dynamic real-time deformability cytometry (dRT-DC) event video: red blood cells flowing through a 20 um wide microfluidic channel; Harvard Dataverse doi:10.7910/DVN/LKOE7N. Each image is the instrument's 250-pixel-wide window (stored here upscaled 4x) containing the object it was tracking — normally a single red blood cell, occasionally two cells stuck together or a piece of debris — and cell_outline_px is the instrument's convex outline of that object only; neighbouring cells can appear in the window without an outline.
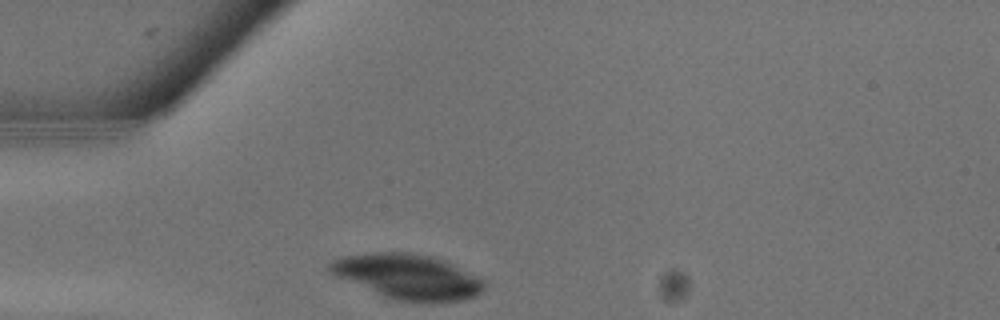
{"species": "common noctule bat (a hibernating species)", "species_latin": "Nyctalus noctula", "temperature_condition": "warm", "stored_images_in_passage": 5, "camera_frame_rate_fps": 3000, "um_per_image_px": 0.085, "animal": {"sex": "male", "body_mass_g": 13.3}, "frame": {"image": 1, "passage_image": 1, "time_ms": 0.0, "image_size_px": [1000, 320], "cell_outline_px": [[484, 288], [480, 292], [464, 300], [432, 304], [396, 300], [384, 296], [336, 276], [328, 272], [328, 264], [332, 260], [344, 256], [376, 252], [408, 252], [432, 256], [480, 276], [484, 280]], "centroid_in_image_um": [34.69, 23.53], "position_along_channel_um": 50.3, "area_um2": 40.58}}